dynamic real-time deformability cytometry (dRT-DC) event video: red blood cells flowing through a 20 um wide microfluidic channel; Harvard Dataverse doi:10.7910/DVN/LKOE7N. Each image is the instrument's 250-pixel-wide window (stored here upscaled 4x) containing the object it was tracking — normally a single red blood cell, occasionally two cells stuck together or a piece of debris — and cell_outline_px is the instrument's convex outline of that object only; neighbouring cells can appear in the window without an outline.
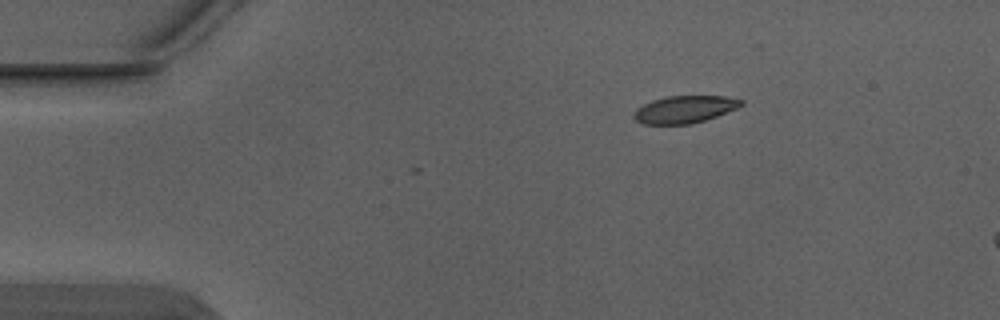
{"species": "Egyptian fruit bat (a non-hibernating species)", "species_latin": "Rousettus aegyptiacus", "temperature_condition": "warm", "stored_images_in_passage": 3, "camera_frame_rate_fps": 3000, "um_per_image_px": 0.085, "animal": {"sex": "male"}, "frame": {"image": 1, "passage_image": 1, "time_ms": 0.0, "image_size_px": [1000, 320], "cell_outline_px": [[744, 104], [736, 108], [716, 116], [692, 124], [644, 124], [636, 120], [632, 116], [636, 108], [652, 100], [668, 96], [728, 96], [744, 100]], "centroid_in_image_um": [58.19, 9.29], "position_along_channel_um": 26.8, "area_um2": 17.05}}
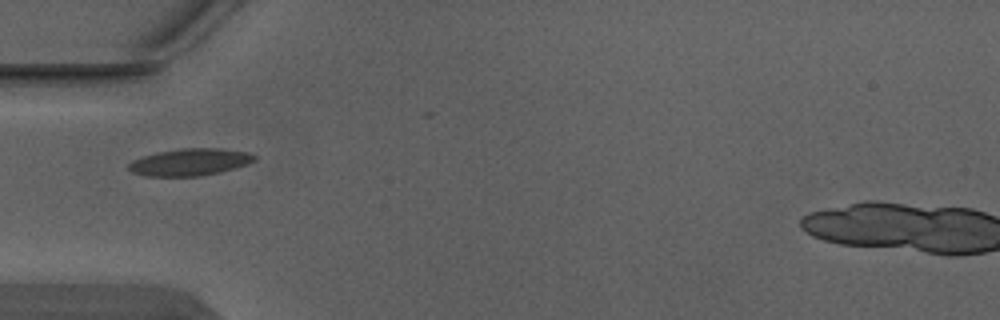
{"frame": {"image": 2, "passage_image": 3, "time_ms": 0.667, "image_size_px": [1000, 320], "cell_outline_px": [[256, 160], [248, 164], [220, 172], [200, 176], [144, 176], [132, 172], [128, 168], [128, 164], [132, 160], [156, 152], [180, 148], [220, 148], [248, 152], [256, 156]], "centroid_in_image_um": [16.14, 13.77], "position_along_channel_um": 68.9, "area_um2": 19.94}}